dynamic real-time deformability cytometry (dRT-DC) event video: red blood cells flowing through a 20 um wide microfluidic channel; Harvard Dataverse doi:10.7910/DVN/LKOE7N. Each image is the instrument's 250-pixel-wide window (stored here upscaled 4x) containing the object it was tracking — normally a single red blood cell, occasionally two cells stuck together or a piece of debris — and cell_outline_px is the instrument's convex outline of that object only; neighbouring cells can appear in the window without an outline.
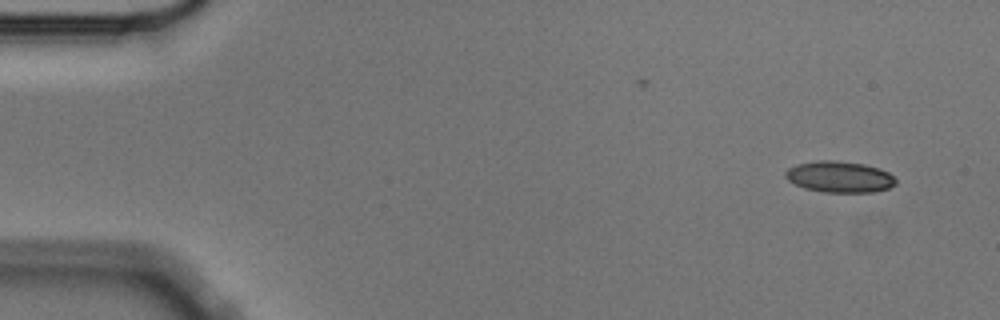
{"species": "Egyptian fruit bat (a non-hibernating species)", "species_latin": "Rousettus aegyptiacus", "temperature_condition": "cold", "stored_images_in_passage": 4, "camera_frame_rate_fps": 3000, "um_per_image_px": 0.085, "animal": {"sex": "male"}, "frame": {"image": 1, "passage_image": 1, "time_ms": 0.0, "image_size_px": [1000, 320], "cell_outline_px": [[896, 184], [888, 188], [872, 192], [824, 192], [804, 188], [788, 180], [784, 176], [784, 172], [788, 168], [796, 164], [820, 160], [836, 160], [864, 164], [880, 168], [888, 172], [896, 180]], "centroid_in_image_um": [71.34, 15.02], "position_along_channel_um": 13.7, "area_um2": 20.11}}
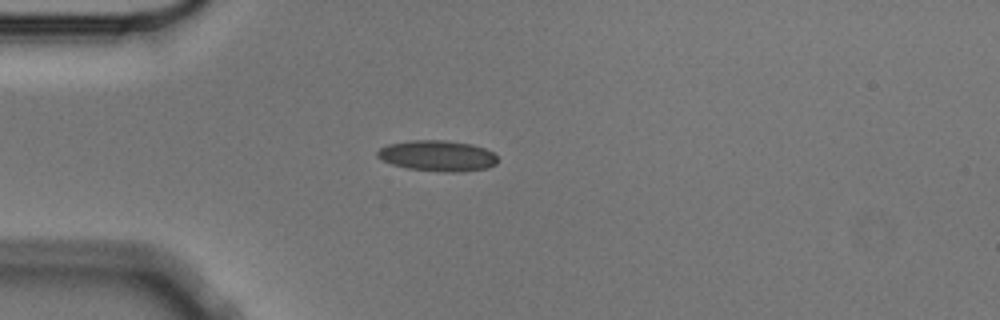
{"frame": {"image": 2, "passage_image": 4, "time_ms": 1.0, "image_size_px": [1000, 320], "cell_outline_px": [[496, 164], [488, 168], [456, 172], [444, 172], [408, 168], [392, 164], [376, 156], [376, 152], [380, 148], [388, 144], [412, 140], [444, 140], [472, 144], [484, 148], [492, 152], [496, 156]], "centroid_in_image_um": [37.18, 13.24], "position_along_channel_um": 47.8, "area_um2": 21.44}}